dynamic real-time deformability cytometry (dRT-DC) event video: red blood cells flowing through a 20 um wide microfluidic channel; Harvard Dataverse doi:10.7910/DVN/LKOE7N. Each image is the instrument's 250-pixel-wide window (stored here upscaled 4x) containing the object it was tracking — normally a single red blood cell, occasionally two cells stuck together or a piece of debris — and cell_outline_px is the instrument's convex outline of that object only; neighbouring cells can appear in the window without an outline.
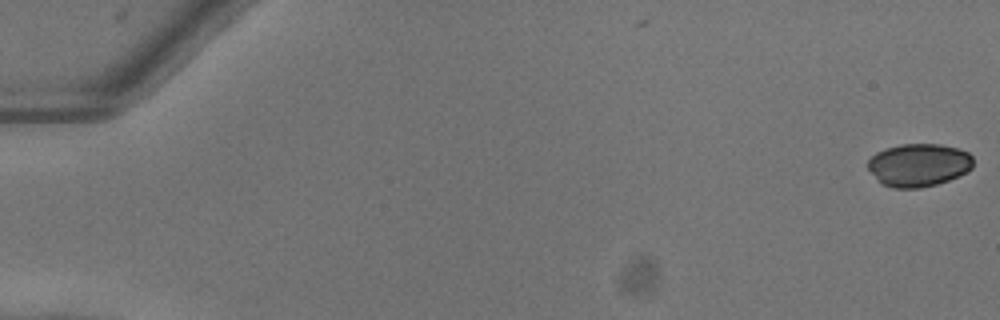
{"species": "common noctule bat (a hibernating species)", "species_latin": "Nyctalus noctula", "temperature_condition": "warm", "stored_images_in_passage": 53, "camera_frame_rate_fps": 3000, "um_per_image_px": 0.085, "animal": {"sex": "female"}, "frame": {"image": 1, "passage_image": 1, "time_ms": 0.0, "image_size_px": [1000, 320], "cell_outline_px": [[972, 168], [948, 180], [936, 184], [920, 188], [892, 188], [884, 184], [868, 168], [868, 160], [876, 152], [900, 144], [940, 144], [956, 148], [968, 152], [972, 156]], "centroid_in_image_um": [78.09, 14.01], "position_along_channel_um": 6.9, "area_um2": 25.95}}
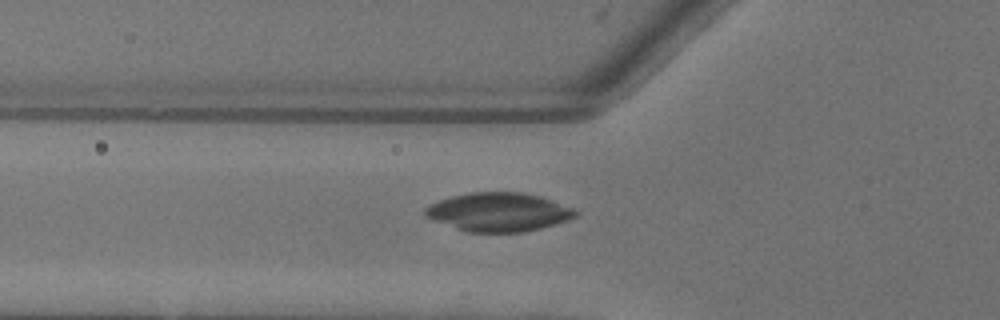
{"frame": {"image": 2, "passage_image": 20, "time_ms": 6.333, "image_size_px": [1000, 320], "cell_outline_px": [[580, 212], [576, 216], [568, 220], [540, 228], [524, 232], [468, 232], [456, 228], [424, 216], [424, 208], [428, 204], [452, 196], [468, 192], [520, 192], [540, 196], [552, 200], [572, 208]], "centroid_in_image_um": [42.37, 18.02], "position_along_channel_um": 83.4, "area_um2": 33.81}}
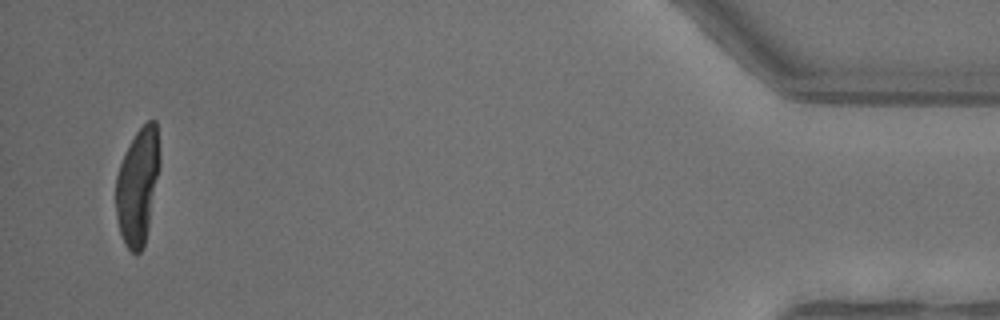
{"frame": {"image": 3, "passage_image": 51, "time_ms": 16.667, "image_size_px": [1000, 320], "cell_outline_px": [[160, 168], [144, 248], [136, 256], [124, 244], [120, 236], [116, 216], [116, 176], [120, 164], [136, 132], [148, 120], [156, 120], [160, 160]], "centroid_in_image_um": [11.71, 15.87], "position_along_channel_um": 423.5, "area_um2": 29.82}}